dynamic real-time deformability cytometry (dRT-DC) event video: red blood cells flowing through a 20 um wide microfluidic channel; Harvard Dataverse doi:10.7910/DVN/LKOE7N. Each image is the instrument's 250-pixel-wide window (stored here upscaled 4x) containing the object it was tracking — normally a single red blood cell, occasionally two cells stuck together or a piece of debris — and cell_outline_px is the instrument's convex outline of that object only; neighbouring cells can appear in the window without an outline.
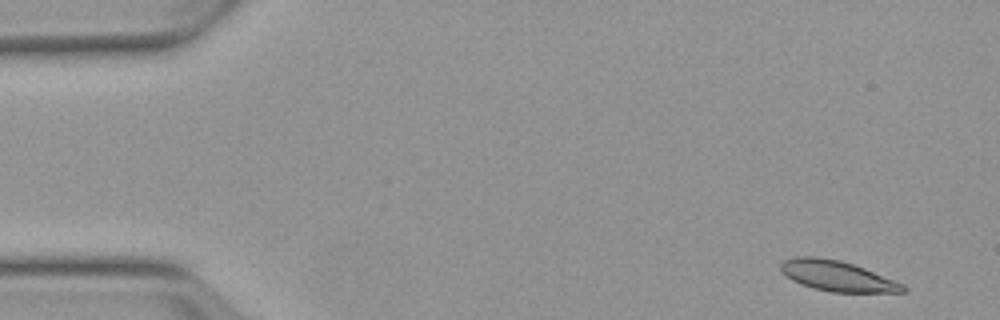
{"species": "Egyptian fruit bat (a non-hibernating species)", "species_latin": "Rousettus aegyptiacus", "temperature_condition": "warm", "stored_images_in_passage": 5, "camera_frame_rate_fps": 3000, "um_per_image_px": 0.085, "animal": {"sex": "female"}, "frame": {"image": 1, "passage_image": 1, "time_ms": 0.0, "image_size_px": [1000, 320], "cell_outline_px": [[908, 292], [832, 292], [812, 288], [800, 284], [792, 280], [780, 268], [780, 264], [784, 260], [796, 256], [816, 256], [840, 260], [864, 268], [904, 284], [908, 288]], "centroid_in_image_um": [71.18, 23.46], "position_along_channel_um": 13.8, "area_um2": 21.62}}
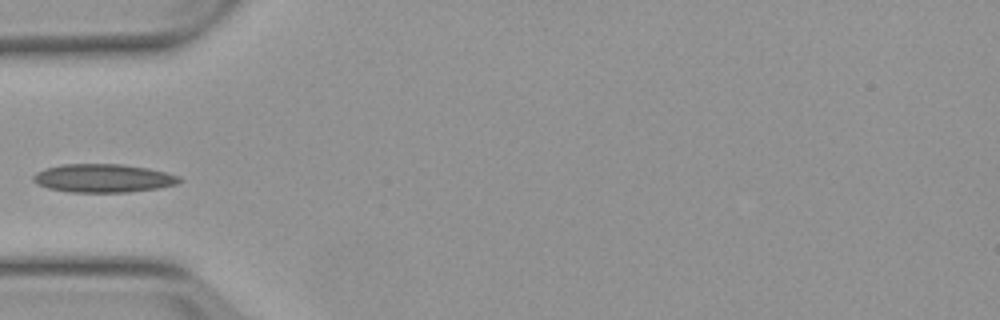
{"frame": {"image": 2, "passage_image": 4, "time_ms": 4.667, "image_size_px": [1000, 320], "cell_outline_px": [[184, 180], [176, 184], [156, 188], [128, 192], [72, 192], [48, 188], [32, 180], [32, 176], [36, 172], [48, 168], [64, 164], [124, 164], [148, 168], [180, 176]], "centroid_in_image_um": [8.8, 15.14], "position_along_channel_um": 76.2, "area_um2": 23.99}}
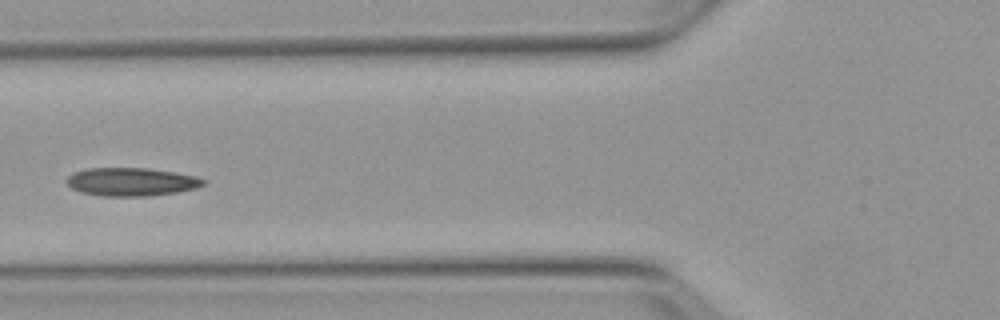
{"frame": {"image": 3, "passage_image": 5, "time_ms": 5.667, "image_size_px": [1000, 320], "cell_outline_px": [[204, 184], [196, 188], [176, 192], [148, 196], [100, 196], [80, 192], [72, 188], [64, 180], [72, 172], [88, 168], [148, 168], [196, 176], [204, 180]], "centroid_in_image_um": [11.1, 15.45], "position_along_channel_um": 114.7, "area_um2": 22.48}}